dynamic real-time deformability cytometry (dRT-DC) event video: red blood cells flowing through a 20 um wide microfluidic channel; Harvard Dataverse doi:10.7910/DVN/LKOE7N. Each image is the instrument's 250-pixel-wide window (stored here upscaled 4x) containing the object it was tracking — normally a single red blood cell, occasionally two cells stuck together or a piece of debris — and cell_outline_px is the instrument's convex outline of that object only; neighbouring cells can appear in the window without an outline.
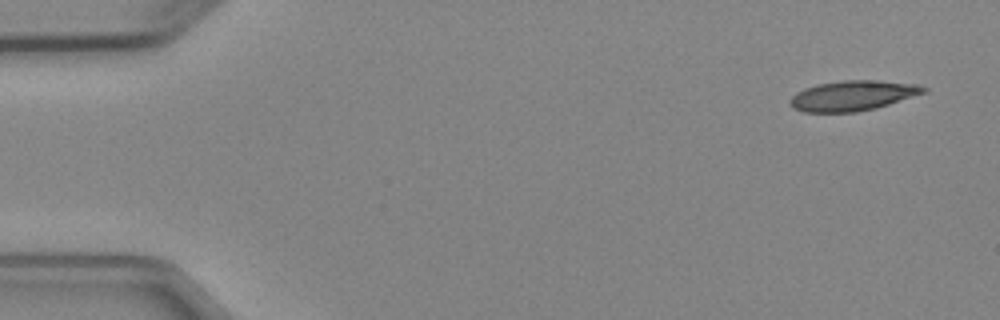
{"species": "Egyptian fruit bat (a non-hibernating species)", "species_latin": "Rousettus aegyptiacus", "temperature_condition": "cold", "stored_images_in_passage": 4, "camera_frame_rate_fps": 3000, "um_per_image_px": 0.085, "animal": {"sex": "female"}, "frame": {"image": 1, "passage_image": 1, "time_ms": 0.0, "image_size_px": [1000, 320], "cell_outline_px": [[928, 92], [876, 108], [856, 112], [804, 112], [792, 108], [788, 104], [788, 100], [796, 92], [804, 88], [816, 84], [844, 80], [876, 80], [920, 84], [928, 88]], "centroid_in_image_um": [72.48, 8.12], "position_along_channel_um": 12.5, "area_um2": 23.81}}